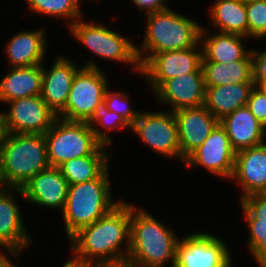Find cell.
Here are the masks:
<instances>
[{"label": "cell", "mask_w": 266, "mask_h": 267, "mask_svg": "<svg viewBox=\"0 0 266 267\" xmlns=\"http://www.w3.org/2000/svg\"><path fill=\"white\" fill-rule=\"evenodd\" d=\"M72 261L100 267L126 259L130 244V204L123 200L102 218L81 227L69 239ZM125 241V251L122 244Z\"/></svg>", "instance_id": "obj_1"}, {"label": "cell", "mask_w": 266, "mask_h": 267, "mask_svg": "<svg viewBox=\"0 0 266 267\" xmlns=\"http://www.w3.org/2000/svg\"><path fill=\"white\" fill-rule=\"evenodd\" d=\"M172 229L143 209L130 204V244L127 258L142 267H163L175 264L179 241Z\"/></svg>", "instance_id": "obj_2"}, {"label": "cell", "mask_w": 266, "mask_h": 267, "mask_svg": "<svg viewBox=\"0 0 266 267\" xmlns=\"http://www.w3.org/2000/svg\"><path fill=\"white\" fill-rule=\"evenodd\" d=\"M146 19L143 43L136 47L141 66L155 53L192 48L200 42L201 24L169 7L147 13Z\"/></svg>", "instance_id": "obj_3"}, {"label": "cell", "mask_w": 266, "mask_h": 267, "mask_svg": "<svg viewBox=\"0 0 266 267\" xmlns=\"http://www.w3.org/2000/svg\"><path fill=\"white\" fill-rule=\"evenodd\" d=\"M49 167L44 134L8 133L0 147V174L5 187L21 189Z\"/></svg>", "instance_id": "obj_4"}, {"label": "cell", "mask_w": 266, "mask_h": 267, "mask_svg": "<svg viewBox=\"0 0 266 267\" xmlns=\"http://www.w3.org/2000/svg\"><path fill=\"white\" fill-rule=\"evenodd\" d=\"M109 180V167L92 181L69 185L66 203L61 212L67 239L81 227L92 224L116 207Z\"/></svg>", "instance_id": "obj_5"}, {"label": "cell", "mask_w": 266, "mask_h": 267, "mask_svg": "<svg viewBox=\"0 0 266 267\" xmlns=\"http://www.w3.org/2000/svg\"><path fill=\"white\" fill-rule=\"evenodd\" d=\"M44 136L50 167L92 155L102 145L86 121H68L57 117Z\"/></svg>", "instance_id": "obj_6"}, {"label": "cell", "mask_w": 266, "mask_h": 267, "mask_svg": "<svg viewBox=\"0 0 266 267\" xmlns=\"http://www.w3.org/2000/svg\"><path fill=\"white\" fill-rule=\"evenodd\" d=\"M108 86L107 76L90 60L76 73L67 103L57 117L68 121L88 122L96 108L104 103Z\"/></svg>", "instance_id": "obj_7"}, {"label": "cell", "mask_w": 266, "mask_h": 267, "mask_svg": "<svg viewBox=\"0 0 266 267\" xmlns=\"http://www.w3.org/2000/svg\"><path fill=\"white\" fill-rule=\"evenodd\" d=\"M69 29L78 42L85 45L98 57L130 64L138 75L141 73L137 46L127 37H123L102 25L82 22V18L70 25Z\"/></svg>", "instance_id": "obj_8"}, {"label": "cell", "mask_w": 266, "mask_h": 267, "mask_svg": "<svg viewBox=\"0 0 266 267\" xmlns=\"http://www.w3.org/2000/svg\"><path fill=\"white\" fill-rule=\"evenodd\" d=\"M168 111H141L130 130L155 153L168 158H179L184 163L185 160L181 157L177 121L173 111Z\"/></svg>", "instance_id": "obj_9"}, {"label": "cell", "mask_w": 266, "mask_h": 267, "mask_svg": "<svg viewBox=\"0 0 266 267\" xmlns=\"http://www.w3.org/2000/svg\"><path fill=\"white\" fill-rule=\"evenodd\" d=\"M229 248L209 233L196 232L179 239L174 267H231Z\"/></svg>", "instance_id": "obj_10"}, {"label": "cell", "mask_w": 266, "mask_h": 267, "mask_svg": "<svg viewBox=\"0 0 266 267\" xmlns=\"http://www.w3.org/2000/svg\"><path fill=\"white\" fill-rule=\"evenodd\" d=\"M201 42L192 48L153 54L142 66L140 75L150 83L153 92L165 81L202 70ZM200 47V48H198ZM201 49V50H198Z\"/></svg>", "instance_id": "obj_11"}, {"label": "cell", "mask_w": 266, "mask_h": 267, "mask_svg": "<svg viewBox=\"0 0 266 267\" xmlns=\"http://www.w3.org/2000/svg\"><path fill=\"white\" fill-rule=\"evenodd\" d=\"M236 151L226 129L219 123L201 146L184 161L186 167L202 166L211 174L231 179L234 172Z\"/></svg>", "instance_id": "obj_12"}, {"label": "cell", "mask_w": 266, "mask_h": 267, "mask_svg": "<svg viewBox=\"0 0 266 267\" xmlns=\"http://www.w3.org/2000/svg\"><path fill=\"white\" fill-rule=\"evenodd\" d=\"M7 104L10 108L3 112L8 133L45 134L57 118L40 95L16 99Z\"/></svg>", "instance_id": "obj_13"}, {"label": "cell", "mask_w": 266, "mask_h": 267, "mask_svg": "<svg viewBox=\"0 0 266 267\" xmlns=\"http://www.w3.org/2000/svg\"><path fill=\"white\" fill-rule=\"evenodd\" d=\"M14 193L24 196L20 188L5 187L0 190V248L4 247L11 256L18 258L22 249L32 245L33 241L26 232Z\"/></svg>", "instance_id": "obj_14"}, {"label": "cell", "mask_w": 266, "mask_h": 267, "mask_svg": "<svg viewBox=\"0 0 266 267\" xmlns=\"http://www.w3.org/2000/svg\"><path fill=\"white\" fill-rule=\"evenodd\" d=\"M173 113L178 125L181 157L185 160L203 144L220 121L205 105L183 108Z\"/></svg>", "instance_id": "obj_15"}, {"label": "cell", "mask_w": 266, "mask_h": 267, "mask_svg": "<svg viewBox=\"0 0 266 267\" xmlns=\"http://www.w3.org/2000/svg\"><path fill=\"white\" fill-rule=\"evenodd\" d=\"M203 71L182 74L165 80L155 91L159 103L170 104V111L205 105Z\"/></svg>", "instance_id": "obj_16"}, {"label": "cell", "mask_w": 266, "mask_h": 267, "mask_svg": "<svg viewBox=\"0 0 266 267\" xmlns=\"http://www.w3.org/2000/svg\"><path fill=\"white\" fill-rule=\"evenodd\" d=\"M69 184L57 167H49L32 177L21 189L29 204L63 211Z\"/></svg>", "instance_id": "obj_17"}, {"label": "cell", "mask_w": 266, "mask_h": 267, "mask_svg": "<svg viewBox=\"0 0 266 267\" xmlns=\"http://www.w3.org/2000/svg\"><path fill=\"white\" fill-rule=\"evenodd\" d=\"M231 180L242 187L240 199L266 192V142L236 152Z\"/></svg>", "instance_id": "obj_18"}, {"label": "cell", "mask_w": 266, "mask_h": 267, "mask_svg": "<svg viewBox=\"0 0 266 267\" xmlns=\"http://www.w3.org/2000/svg\"><path fill=\"white\" fill-rule=\"evenodd\" d=\"M80 69L76 63L63 55L55 59L51 69H45L43 66L40 96L56 115L64 109L73 79Z\"/></svg>", "instance_id": "obj_19"}, {"label": "cell", "mask_w": 266, "mask_h": 267, "mask_svg": "<svg viewBox=\"0 0 266 267\" xmlns=\"http://www.w3.org/2000/svg\"><path fill=\"white\" fill-rule=\"evenodd\" d=\"M220 124L226 129L236 152L265 142L266 128L254 117L247 106L229 113L220 120Z\"/></svg>", "instance_id": "obj_20"}, {"label": "cell", "mask_w": 266, "mask_h": 267, "mask_svg": "<svg viewBox=\"0 0 266 267\" xmlns=\"http://www.w3.org/2000/svg\"><path fill=\"white\" fill-rule=\"evenodd\" d=\"M45 30L19 32L7 42L6 56L10 67H29L43 64L47 50Z\"/></svg>", "instance_id": "obj_21"}, {"label": "cell", "mask_w": 266, "mask_h": 267, "mask_svg": "<svg viewBox=\"0 0 266 267\" xmlns=\"http://www.w3.org/2000/svg\"><path fill=\"white\" fill-rule=\"evenodd\" d=\"M0 80V102L7 103L20 98L40 95L43 80V65L10 67Z\"/></svg>", "instance_id": "obj_22"}, {"label": "cell", "mask_w": 266, "mask_h": 267, "mask_svg": "<svg viewBox=\"0 0 266 267\" xmlns=\"http://www.w3.org/2000/svg\"><path fill=\"white\" fill-rule=\"evenodd\" d=\"M206 33V29L202 26L200 34L202 62L230 63L243 60L251 52V49H246L242 43L247 38L245 36L222 32L210 35Z\"/></svg>", "instance_id": "obj_23"}, {"label": "cell", "mask_w": 266, "mask_h": 267, "mask_svg": "<svg viewBox=\"0 0 266 267\" xmlns=\"http://www.w3.org/2000/svg\"><path fill=\"white\" fill-rule=\"evenodd\" d=\"M255 82L205 87V107L220 121L246 106Z\"/></svg>", "instance_id": "obj_24"}, {"label": "cell", "mask_w": 266, "mask_h": 267, "mask_svg": "<svg viewBox=\"0 0 266 267\" xmlns=\"http://www.w3.org/2000/svg\"><path fill=\"white\" fill-rule=\"evenodd\" d=\"M105 149L101 145L92 155L65 161L57 168L69 185L92 181L109 167L111 154L105 153Z\"/></svg>", "instance_id": "obj_25"}, {"label": "cell", "mask_w": 266, "mask_h": 267, "mask_svg": "<svg viewBox=\"0 0 266 267\" xmlns=\"http://www.w3.org/2000/svg\"><path fill=\"white\" fill-rule=\"evenodd\" d=\"M205 87L254 82L252 51L243 59L230 63L202 62Z\"/></svg>", "instance_id": "obj_26"}, {"label": "cell", "mask_w": 266, "mask_h": 267, "mask_svg": "<svg viewBox=\"0 0 266 267\" xmlns=\"http://www.w3.org/2000/svg\"><path fill=\"white\" fill-rule=\"evenodd\" d=\"M210 7L211 21L219 32L249 37L246 1L217 0Z\"/></svg>", "instance_id": "obj_27"}, {"label": "cell", "mask_w": 266, "mask_h": 267, "mask_svg": "<svg viewBox=\"0 0 266 267\" xmlns=\"http://www.w3.org/2000/svg\"><path fill=\"white\" fill-rule=\"evenodd\" d=\"M29 9L36 14L66 18L68 27L73 25L77 20L83 18L82 11L79 9L80 4L76 0H26ZM72 20V21H71ZM71 23H70V22Z\"/></svg>", "instance_id": "obj_28"}, {"label": "cell", "mask_w": 266, "mask_h": 267, "mask_svg": "<svg viewBox=\"0 0 266 267\" xmlns=\"http://www.w3.org/2000/svg\"><path fill=\"white\" fill-rule=\"evenodd\" d=\"M87 123L89 126L92 127V130L97 140L105 146H108V144L111 145L112 142V139L109 137L107 129L108 131L114 128L118 130L122 128L131 129V126L124 120V118L121 115L110 111L105 105V103L96 108L94 115ZM96 123L97 125L104 127L106 131H102L100 128L98 129L95 126Z\"/></svg>", "instance_id": "obj_29"}, {"label": "cell", "mask_w": 266, "mask_h": 267, "mask_svg": "<svg viewBox=\"0 0 266 267\" xmlns=\"http://www.w3.org/2000/svg\"><path fill=\"white\" fill-rule=\"evenodd\" d=\"M248 222V250L261 267L266 262V220H246Z\"/></svg>", "instance_id": "obj_30"}, {"label": "cell", "mask_w": 266, "mask_h": 267, "mask_svg": "<svg viewBox=\"0 0 266 267\" xmlns=\"http://www.w3.org/2000/svg\"><path fill=\"white\" fill-rule=\"evenodd\" d=\"M249 38H266V0L246 1Z\"/></svg>", "instance_id": "obj_31"}, {"label": "cell", "mask_w": 266, "mask_h": 267, "mask_svg": "<svg viewBox=\"0 0 266 267\" xmlns=\"http://www.w3.org/2000/svg\"><path fill=\"white\" fill-rule=\"evenodd\" d=\"M128 98V94L125 92H112L107 89L104 96V103L110 111L121 115L131 126L139 117L140 111L133 110L130 107Z\"/></svg>", "instance_id": "obj_32"}, {"label": "cell", "mask_w": 266, "mask_h": 267, "mask_svg": "<svg viewBox=\"0 0 266 267\" xmlns=\"http://www.w3.org/2000/svg\"><path fill=\"white\" fill-rule=\"evenodd\" d=\"M240 201L245 220H266V192L248 195Z\"/></svg>", "instance_id": "obj_33"}, {"label": "cell", "mask_w": 266, "mask_h": 267, "mask_svg": "<svg viewBox=\"0 0 266 267\" xmlns=\"http://www.w3.org/2000/svg\"><path fill=\"white\" fill-rule=\"evenodd\" d=\"M246 106L254 117L266 128V93L255 85Z\"/></svg>", "instance_id": "obj_34"}, {"label": "cell", "mask_w": 266, "mask_h": 267, "mask_svg": "<svg viewBox=\"0 0 266 267\" xmlns=\"http://www.w3.org/2000/svg\"><path fill=\"white\" fill-rule=\"evenodd\" d=\"M252 51L253 79H266V50Z\"/></svg>", "instance_id": "obj_35"}, {"label": "cell", "mask_w": 266, "mask_h": 267, "mask_svg": "<svg viewBox=\"0 0 266 267\" xmlns=\"http://www.w3.org/2000/svg\"><path fill=\"white\" fill-rule=\"evenodd\" d=\"M133 1V4H135L141 13L145 12H155L157 10H161L164 8H167L166 0H131Z\"/></svg>", "instance_id": "obj_36"}, {"label": "cell", "mask_w": 266, "mask_h": 267, "mask_svg": "<svg viewBox=\"0 0 266 267\" xmlns=\"http://www.w3.org/2000/svg\"><path fill=\"white\" fill-rule=\"evenodd\" d=\"M100 267H142L140 264L129 260L128 258L123 260L114 261L111 263H107Z\"/></svg>", "instance_id": "obj_37"}, {"label": "cell", "mask_w": 266, "mask_h": 267, "mask_svg": "<svg viewBox=\"0 0 266 267\" xmlns=\"http://www.w3.org/2000/svg\"><path fill=\"white\" fill-rule=\"evenodd\" d=\"M8 135L4 113L0 111V147L5 142Z\"/></svg>", "instance_id": "obj_38"}, {"label": "cell", "mask_w": 266, "mask_h": 267, "mask_svg": "<svg viewBox=\"0 0 266 267\" xmlns=\"http://www.w3.org/2000/svg\"><path fill=\"white\" fill-rule=\"evenodd\" d=\"M256 86L266 93V79H253Z\"/></svg>", "instance_id": "obj_39"}, {"label": "cell", "mask_w": 266, "mask_h": 267, "mask_svg": "<svg viewBox=\"0 0 266 267\" xmlns=\"http://www.w3.org/2000/svg\"><path fill=\"white\" fill-rule=\"evenodd\" d=\"M62 267H89V266L74 262L71 259H69V261L64 263V265H62Z\"/></svg>", "instance_id": "obj_40"}, {"label": "cell", "mask_w": 266, "mask_h": 267, "mask_svg": "<svg viewBox=\"0 0 266 267\" xmlns=\"http://www.w3.org/2000/svg\"><path fill=\"white\" fill-rule=\"evenodd\" d=\"M0 267H17L14 262H12V259L7 257L1 264Z\"/></svg>", "instance_id": "obj_41"}, {"label": "cell", "mask_w": 266, "mask_h": 267, "mask_svg": "<svg viewBox=\"0 0 266 267\" xmlns=\"http://www.w3.org/2000/svg\"><path fill=\"white\" fill-rule=\"evenodd\" d=\"M6 253L0 251V264L7 258Z\"/></svg>", "instance_id": "obj_42"}, {"label": "cell", "mask_w": 266, "mask_h": 267, "mask_svg": "<svg viewBox=\"0 0 266 267\" xmlns=\"http://www.w3.org/2000/svg\"><path fill=\"white\" fill-rule=\"evenodd\" d=\"M5 186L3 184L2 178H1V174H0V190L4 189Z\"/></svg>", "instance_id": "obj_43"}]
</instances>
